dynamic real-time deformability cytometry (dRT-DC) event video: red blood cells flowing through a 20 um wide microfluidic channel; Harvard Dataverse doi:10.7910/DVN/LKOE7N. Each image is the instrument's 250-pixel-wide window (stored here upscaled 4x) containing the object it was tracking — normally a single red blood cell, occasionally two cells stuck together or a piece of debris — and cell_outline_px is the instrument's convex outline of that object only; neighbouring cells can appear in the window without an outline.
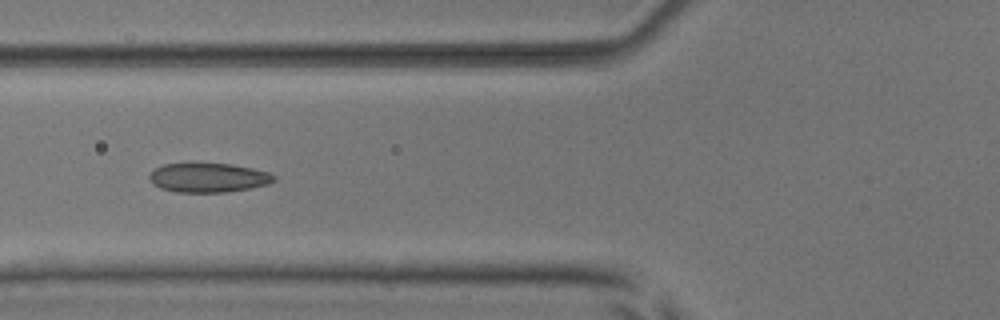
{"species": "common noctule bat (a hibernating species)", "species_latin": "Nyctalus noctula", "temperature_condition": "room temperature", "stored_images_in_passage": 30, "camera_frame_rate_fps": 3000, "um_per_image_px": 0.085, "animal": {"sex": "male", "body_mass_g": 17.9, "forearm_length_mm": 54.2}, "frame": {"image": 1, "passage_image": 21, "time_ms": 6.667, "image_size_px": [1000, 320], "cell_outline_px": [[276, 180], [268, 184], [228, 192], [176, 192], [160, 188], [152, 184], [148, 180], [148, 176], [156, 168], [164, 164], [232, 164], [252, 168], [268, 172], [276, 176]], "centroid_in_image_um": [17.7, 15.11], "position_along_channel_um": 108.1, "area_um2": 21.15}}
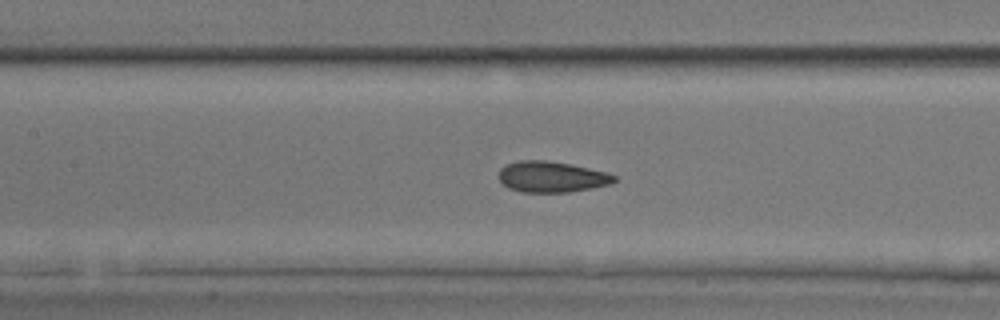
{"frame": {"image": 2, "passage_image": 25, "time_ms": 8.0, "image_size_px": [1000, 320], "cell_outline_px": [[616, 180], [612, 184], [592, 188], [568, 192], [520, 192], [508, 188], [500, 180], [500, 168], [508, 164], [520, 160], [544, 160], [572, 164], [608, 172], [616, 176]], "centroid_in_image_um": [46.93, 15.03], "position_along_channel_um": 160.5, "area_um2": 20.87}}